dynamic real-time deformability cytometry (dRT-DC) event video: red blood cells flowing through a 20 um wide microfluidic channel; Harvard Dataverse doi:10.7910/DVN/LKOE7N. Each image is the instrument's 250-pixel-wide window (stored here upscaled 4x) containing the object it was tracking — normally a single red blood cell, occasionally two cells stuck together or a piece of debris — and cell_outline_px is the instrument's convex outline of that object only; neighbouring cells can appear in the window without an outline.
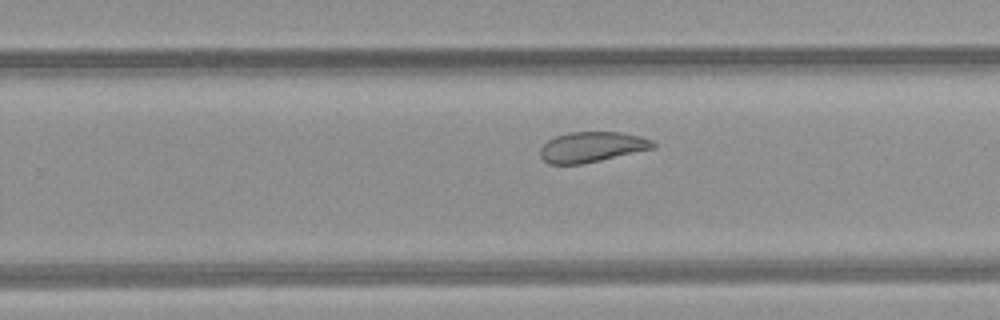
{"species": "common noctule bat (a hibernating species)", "species_latin": "Nyctalus noctula", "temperature_condition": "room temperature", "stored_images_in_passage": 32, "camera_frame_rate_fps": 3000, "um_per_image_px": 0.085, "animal": {"sex": "female", "body_mass_g": 21.9}, "frame": {"image": 1, "passage_image": 23, "time_ms": 7.333, "image_size_px": [1000, 320], "cell_outline_px": [[656, 148], [600, 160], [580, 164], [548, 164], [540, 156], [540, 148], [548, 140], [556, 136], [568, 132], [620, 132], [640, 136], [652, 140], [656, 144]], "centroid_in_image_um": [50.31, 12.49], "position_along_channel_um": 279.5, "area_um2": 19.94}}